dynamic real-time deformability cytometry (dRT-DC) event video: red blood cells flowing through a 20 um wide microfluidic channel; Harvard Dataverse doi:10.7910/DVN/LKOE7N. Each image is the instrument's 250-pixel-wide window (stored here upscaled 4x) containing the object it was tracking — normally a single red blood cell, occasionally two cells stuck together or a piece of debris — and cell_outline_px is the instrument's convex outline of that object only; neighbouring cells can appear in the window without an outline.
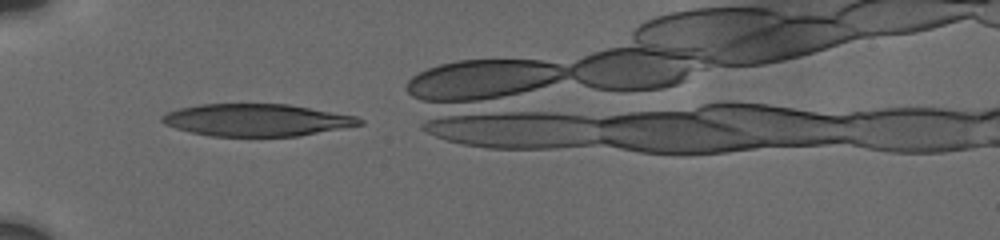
{"species": "human", "species_latin": "Homo sapiens", "temperature_condition": "cold", "stored_images_in_passage": 25, "camera_frame_rate_fps": 3000, "um_per_image_px": 0.085, "donor": {"sex": "male"}, "frame": {"image": 1, "passage_image": 1, "time_ms": 0.0, "image_size_px": [1000, 240], "cell_outline_px": [[364, 124], [296, 136], [212, 136], [192, 132], [176, 128], [164, 124], [160, 120], [160, 116], [168, 112], [180, 108], [200, 104], [288, 104], [356, 116], [364, 120]], "centroid_in_image_um": [21.8, 10.2], "position_along_channel_um": 63.2, "area_um2": 36.82}}
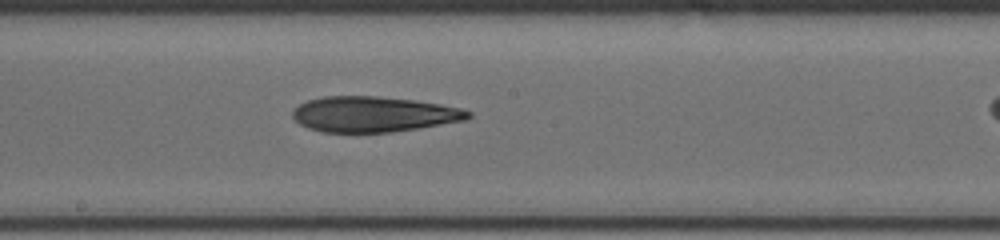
{"frame": {"image": 2, "passage_image": 11, "time_ms": 4.333, "image_size_px": [1000, 240], "cell_outline_px": [[472, 116], [468, 120], [392, 132], [320, 132], [308, 128], [300, 124], [292, 116], [292, 112], [300, 104], [308, 100], [324, 96], [376, 96], [412, 100], [440, 104], [460, 108], [472, 112]], "centroid_in_image_um": [31.77, 9.71], "position_along_channel_um": 216.4, "area_um2": 36.24}}
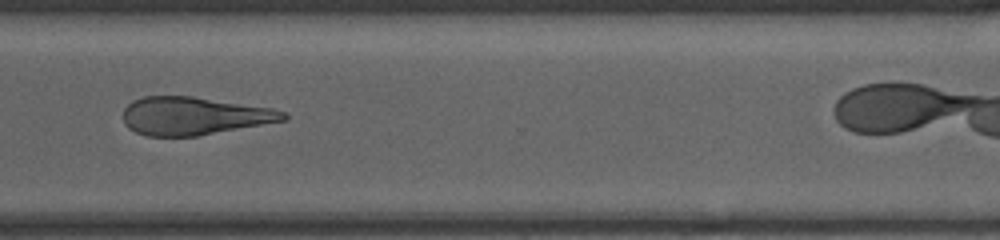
{"frame": {"image": 3, "passage_image": 20, "time_ms": 8.0, "image_size_px": [1000, 240], "cell_outline_px": [[288, 120], [196, 136], [148, 136], [136, 132], [128, 128], [124, 124], [124, 108], [132, 100], [144, 96], [192, 96], [272, 108], [284, 112], [288, 116]], "centroid_in_image_um": [16.48, 9.85], "position_along_channel_um": 354.1, "area_um2": 35.43}, "authors_computed_cell_mechanics": {"area_um2": 36.8186, "velocity_mm_per_s": 3.7623, "shape_relaxation_time_tau1_ms": 8.2238, "shape_relaxation_time_tau2_ms": null, "deformation_change_tau1": 0.1694, "deformation_change_tau2": null}}